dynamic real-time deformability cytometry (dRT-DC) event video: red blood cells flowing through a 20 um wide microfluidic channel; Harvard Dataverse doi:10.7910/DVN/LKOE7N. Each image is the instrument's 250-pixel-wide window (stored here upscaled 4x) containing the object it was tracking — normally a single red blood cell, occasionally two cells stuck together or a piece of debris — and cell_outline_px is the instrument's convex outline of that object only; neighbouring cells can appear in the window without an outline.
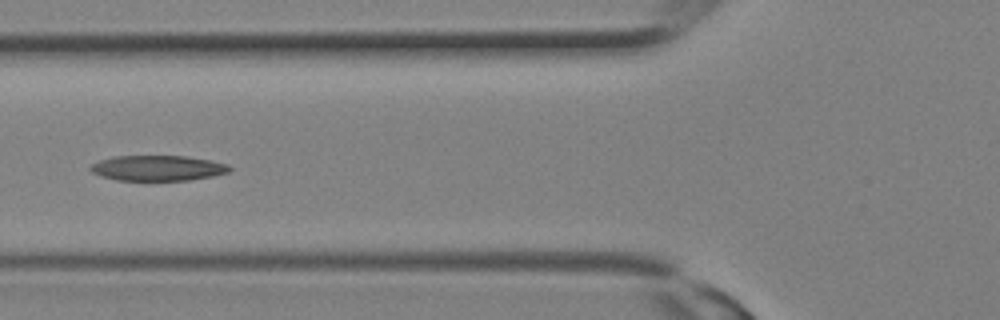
{"species": "Egyptian fruit bat (a non-hibernating species)", "species_latin": "Rousettus aegyptiacus", "temperature_condition": "room temperature", "stored_images_in_passage": 11, "camera_frame_rate_fps": 3000, "um_per_image_px": 0.085, "animal": {"sex": "female"}, "frame": {"image": 1, "passage_image": 10, "time_ms": 3.0, "image_size_px": [1000, 320], "cell_outline_px": [[232, 168], [228, 172], [212, 176], [188, 180], [116, 180], [100, 176], [92, 172], [88, 168], [92, 164], [100, 160], [112, 156], [184, 156], [208, 160], [228, 164]], "centroid_in_image_um": [13.37, 14.28], "position_along_channel_um": 112.4, "area_um2": 20.46}}